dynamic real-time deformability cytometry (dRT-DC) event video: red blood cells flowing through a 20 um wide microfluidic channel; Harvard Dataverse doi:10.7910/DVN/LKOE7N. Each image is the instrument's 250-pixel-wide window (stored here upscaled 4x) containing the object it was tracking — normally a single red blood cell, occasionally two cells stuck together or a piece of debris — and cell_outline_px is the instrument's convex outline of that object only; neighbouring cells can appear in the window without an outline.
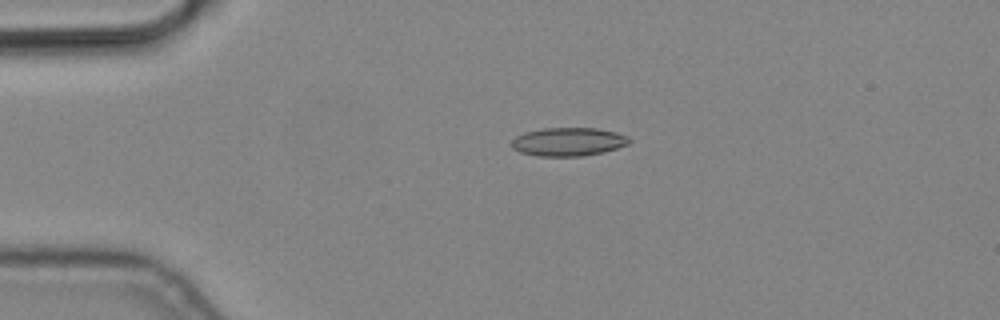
{"species": "common noctule bat (a hibernating species)", "species_latin": "Nyctalus noctula", "temperature_condition": "cold", "stored_images_in_passage": 3, "camera_frame_rate_fps": 3000, "um_per_image_px": 0.085, "animal": {"sex": "male", "body_mass_g": 19.2, "forearm_length_mm": 51.8}, "frame": {"image": 1, "passage_image": 2, "time_ms": 0.333, "image_size_px": [1000, 320], "cell_outline_px": [[632, 140], [628, 144], [604, 152], [584, 156], [536, 156], [520, 152], [512, 148], [512, 140], [516, 136], [524, 132], [544, 128], [596, 128], [616, 132], [628, 136]], "centroid_in_image_um": [48.31, 12.05], "position_along_channel_um": 36.7, "area_um2": 19.59}}